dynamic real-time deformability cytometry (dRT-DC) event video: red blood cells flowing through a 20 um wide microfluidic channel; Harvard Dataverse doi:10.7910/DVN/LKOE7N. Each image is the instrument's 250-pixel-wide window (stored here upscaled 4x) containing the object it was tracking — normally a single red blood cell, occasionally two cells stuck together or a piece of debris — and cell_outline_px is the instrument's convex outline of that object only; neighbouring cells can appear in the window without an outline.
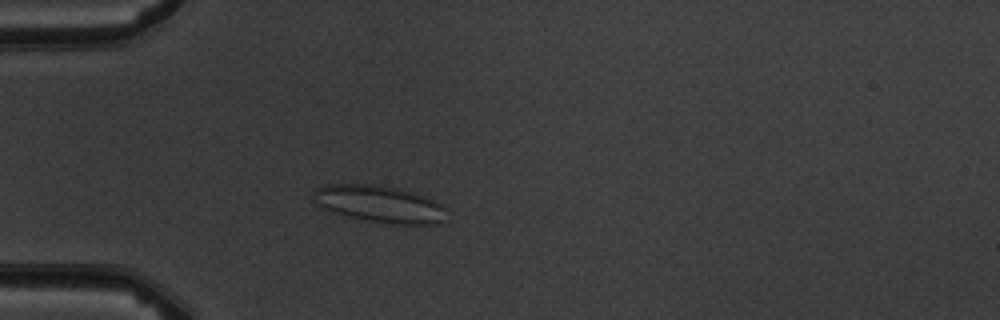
{"species": "common noctule bat (a hibernating species)", "species_latin": "Nyctalus noctula", "temperature_condition": "warm", "stored_images_in_passage": 4, "camera_frame_rate_fps": 3000, "um_per_image_px": 0.085, "animal": {"sex": "male", "body_mass_g": 19.5, "forearm_length_mm": 54.6}, "frame": {"image": 1, "passage_image": 4, "time_ms": 3.333, "image_size_px": [1000, 320], "cell_outline_px": [[444, 208], [440, 224], [388, 224], [364, 220], [348, 216], [324, 208], [316, 200], [316, 188], [324, 184], [372, 184], [396, 188], [412, 192], [424, 196], [444, 204]], "centroid_in_image_um": [32.29, 17.34], "position_along_channel_um": 52.7, "area_um2": 28.15}}